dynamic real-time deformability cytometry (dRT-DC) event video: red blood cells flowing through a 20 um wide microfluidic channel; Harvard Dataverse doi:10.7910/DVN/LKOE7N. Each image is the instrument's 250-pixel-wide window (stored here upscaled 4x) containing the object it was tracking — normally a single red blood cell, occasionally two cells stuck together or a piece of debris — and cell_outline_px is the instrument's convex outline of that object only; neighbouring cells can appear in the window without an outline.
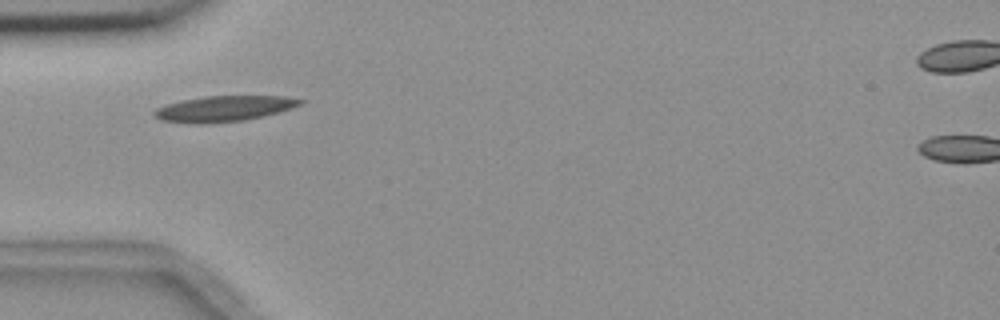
{"species": "common noctule bat (a hibernating species)", "species_latin": "Nyctalus noctula", "temperature_condition": "room temperature", "stored_images_in_passage": 8, "camera_frame_rate_fps": 3000, "um_per_image_px": 0.085, "animal": {"sex": "female", "body_mass_g": 18.4}, "frame": {"image": 1, "passage_image": 3, "time_ms": 2.333, "image_size_px": [1000, 320], "cell_outline_px": [[304, 104], [264, 116], [244, 120], [204, 124], [196, 124], [160, 120], [152, 112], [156, 108], [180, 100], [204, 96], [284, 96], [304, 100]], "centroid_in_image_um": [19.03, 9.23], "position_along_channel_um": 66.0, "area_um2": 21.85}}
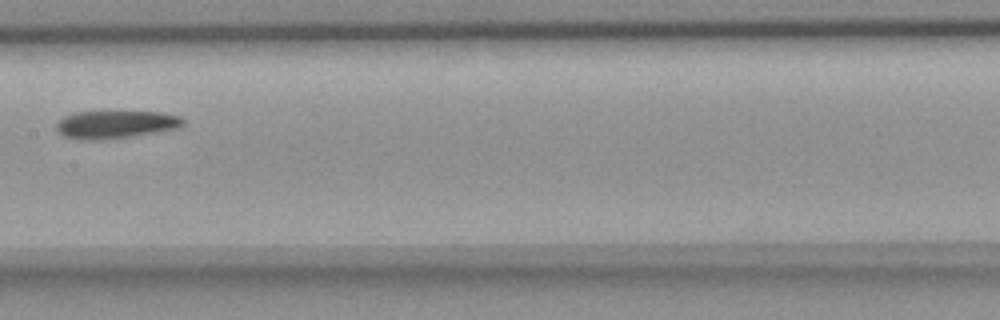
{"frame": {"image": 2, "passage_image": 6, "time_ms": 6.0, "image_size_px": [1000, 320], "cell_outline_px": [[184, 124], [180, 128], [136, 136], [96, 140], [80, 140], [64, 136], [56, 128], [56, 120], [64, 116], [76, 112], [104, 108], [164, 112], [180, 116], [184, 120]], "centroid_in_image_um": [9.84, 10.51], "position_along_channel_um": 197.6, "area_um2": 22.02}}
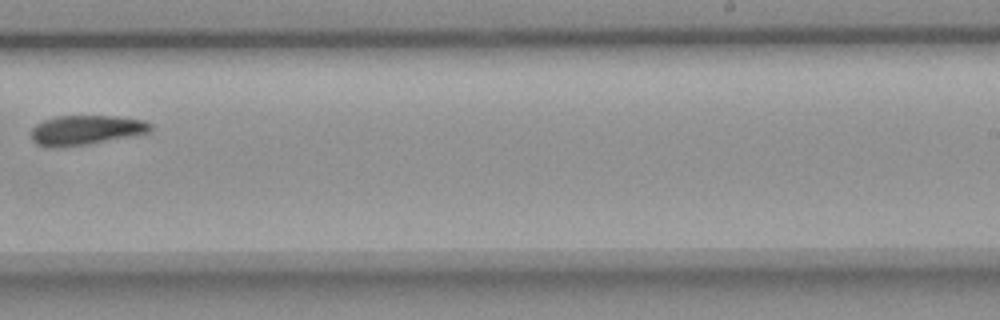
{"frame": {"image": 3, "passage_image": 8, "time_ms": 8.333, "image_size_px": [1000, 320], "cell_outline_px": [[152, 132], [132, 136], [88, 144], [56, 148], [48, 148], [36, 144], [32, 140], [32, 128], [36, 124], [44, 120], [56, 116], [116, 116], [144, 120], [152, 124]], "centroid_in_image_um": [7.31, 11.06], "position_along_channel_um": 281.7, "area_um2": 20.81}}